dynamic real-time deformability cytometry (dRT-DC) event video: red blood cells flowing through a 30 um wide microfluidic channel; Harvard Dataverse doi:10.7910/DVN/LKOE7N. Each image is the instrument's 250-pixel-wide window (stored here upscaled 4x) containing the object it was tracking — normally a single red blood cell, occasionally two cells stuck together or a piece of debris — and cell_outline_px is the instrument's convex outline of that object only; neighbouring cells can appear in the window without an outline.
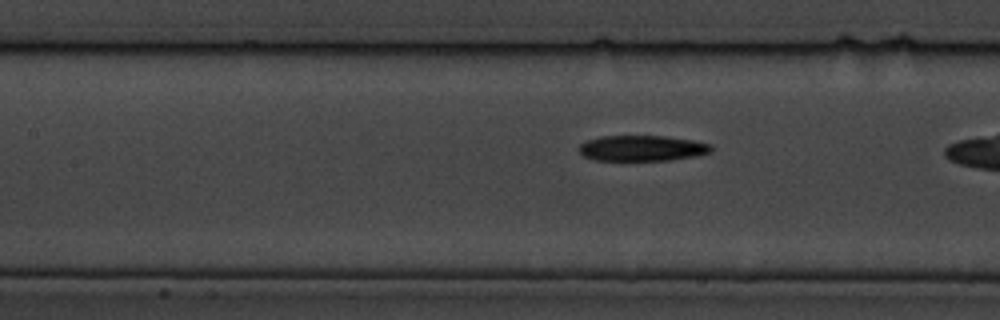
{"species": "common noctule bat (a hibernating species)", "species_latin": "Nyctalus noctula", "temperature_condition": "cold", "stored_images_in_passage": 7, "camera_frame_rate_fps": 3000, "um_per_image_px": 0.085, "animal": {"sex": "male", "body_mass_g": 19.5, "forearm_length_mm": 54.6}, "frame": {"image": 1, "passage_image": 5, "time_ms": 1.333, "image_size_px": [1000, 320], "cell_outline_px": [[712, 152], [696, 156], [668, 160], [592, 160], [584, 156], [580, 152], [580, 144], [584, 140], [600, 136], [664, 136], [692, 140], [712, 144]], "centroid_in_image_um": [54.57, 12.59], "position_along_channel_um": 152.8, "area_um2": 19.83}}